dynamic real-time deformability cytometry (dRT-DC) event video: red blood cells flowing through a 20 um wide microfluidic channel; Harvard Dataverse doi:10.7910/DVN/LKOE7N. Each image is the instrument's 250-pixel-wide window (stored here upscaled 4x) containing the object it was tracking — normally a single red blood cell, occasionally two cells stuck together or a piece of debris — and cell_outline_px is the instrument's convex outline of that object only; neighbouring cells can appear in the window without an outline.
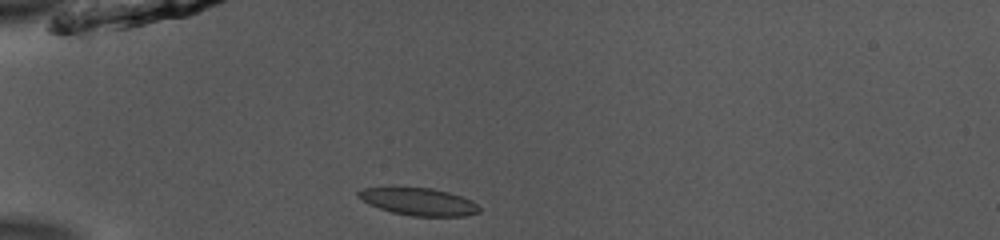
{"species": "common noctule bat (a hibernating species)", "species_latin": "Nyctalus noctula", "temperature_condition": "room temperature", "stored_images_in_passage": 37, "camera_frame_rate_fps": 3000, "um_per_image_px": 0.085, "animal": {"sex": "male", "body_mass_g": 13.0, "forearm_length_mm": 53.1}, "frame": {"image": 1, "passage_image": 1, "time_ms": 0.0, "image_size_px": [1000, 240], "cell_outline_px": [[480, 212], [464, 216], [412, 216], [392, 212], [380, 208], [356, 196], [356, 192], [364, 188], [392, 184], [432, 188], [448, 192], [472, 200], [480, 208]], "centroid_in_image_um": [35.53, 17.08], "position_along_channel_um": 49.5, "area_um2": 19.94}}
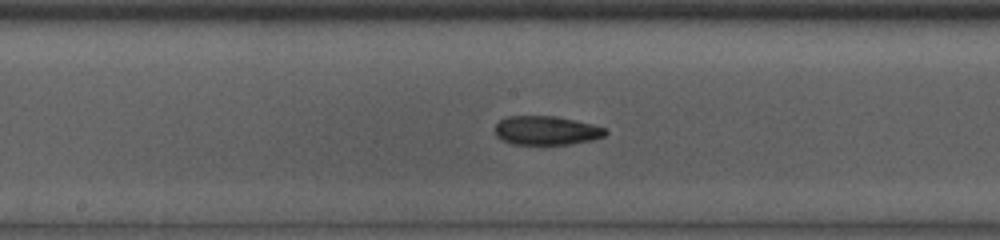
{"frame": {"image": 2, "passage_image": 14, "time_ms": 4.333, "image_size_px": [1000, 240], "cell_outline_px": [[608, 132], [604, 136], [592, 140], [568, 144], [512, 144], [500, 140], [496, 136], [496, 124], [500, 120], [508, 116], [556, 116], [592, 124], [608, 128]], "centroid_in_image_um": [46.45, 11.09], "position_along_channel_um": 201.8, "area_um2": 18.67}}
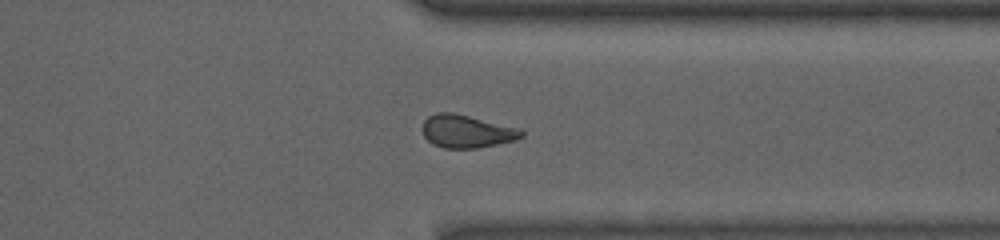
{"frame": {"image": 3, "passage_image": 27, "time_ms": 8.667, "image_size_px": [1000, 240], "cell_outline_px": [[524, 136], [516, 140], [476, 148], [444, 148], [432, 144], [424, 136], [420, 128], [424, 120], [428, 116], [436, 112], [452, 112], [520, 128], [524, 132]], "centroid_in_image_um": [39.64, 11.16], "position_along_channel_um": 371.8, "area_um2": 19.13}, "authors_computed_cell_mechanics": {"area_um2": 19.074, "velocity_mm_per_s": 3.9355, "shape_relaxation_time_tau1_ms": null, "shape_relaxation_time_tau2_ms": 3.3547, "deformation_change_tau1": null, "deformation_change_tau2": 0.1072}}